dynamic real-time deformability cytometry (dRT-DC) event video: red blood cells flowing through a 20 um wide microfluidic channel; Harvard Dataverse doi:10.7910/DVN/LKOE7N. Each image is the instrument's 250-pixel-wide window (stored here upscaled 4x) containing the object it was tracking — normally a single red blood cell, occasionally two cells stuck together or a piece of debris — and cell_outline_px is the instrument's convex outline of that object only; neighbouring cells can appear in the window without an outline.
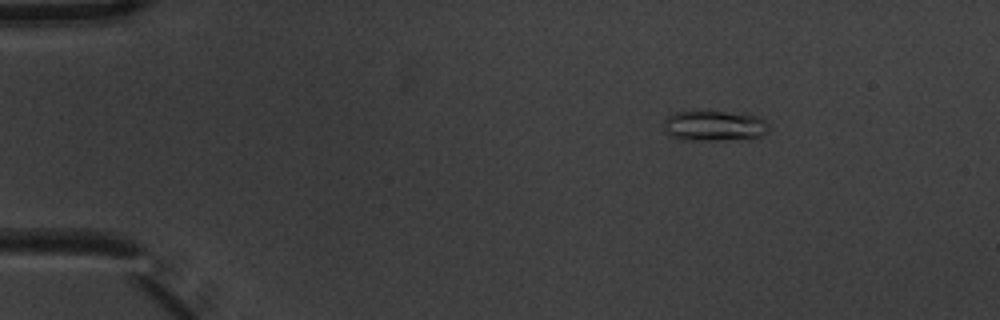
{"species": "common noctule bat (a hibernating species)", "species_latin": "Nyctalus noctula", "temperature_condition": "warm", "stored_images_in_passage": 4, "camera_frame_rate_fps": 3000, "um_per_image_px": 0.085, "animal": {"sex": "male", "body_mass_g": 20.1, "forearm_length_mm": 53.5}, "frame": {"image": 1, "passage_image": 2, "time_ms": 0.333, "image_size_px": [1000, 320], "cell_outline_px": [[768, 128], [760, 136], [748, 140], [680, 140], [668, 136], [664, 128], [664, 120], [668, 116], [676, 112], [724, 112], [760, 116], [768, 124]], "centroid_in_image_um": [60.7, 10.73], "position_along_channel_um": 24.3, "area_um2": 18.73}}